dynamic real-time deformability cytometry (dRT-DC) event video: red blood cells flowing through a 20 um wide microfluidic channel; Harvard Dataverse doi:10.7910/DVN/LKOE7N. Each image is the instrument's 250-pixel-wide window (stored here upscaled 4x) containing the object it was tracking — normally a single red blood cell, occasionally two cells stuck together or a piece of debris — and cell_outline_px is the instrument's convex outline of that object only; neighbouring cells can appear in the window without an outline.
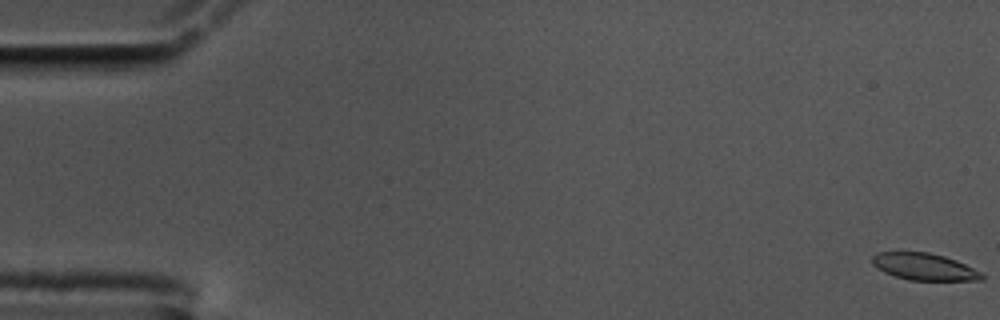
{"species": "common noctule bat (a hibernating species)", "species_latin": "Nyctalus noctula", "temperature_condition": "cold", "stored_images_in_passage": 58, "camera_frame_rate_fps": 3000, "um_per_image_px": 0.085, "animal": {"sex": "male", "body_mass_g": 17.5, "forearm_length_mm": 52.3}, "frame": {"image": 1, "passage_image": 1, "time_ms": 0.0, "image_size_px": [1000, 320], "cell_outline_px": [[984, 280], [908, 280], [884, 272], [876, 268], [872, 264], [872, 256], [876, 252], [928, 252], [944, 256], [956, 260], [984, 272]], "centroid_in_image_um": [78.58, 22.67], "position_along_channel_um": 6.4, "area_um2": 17.34}}
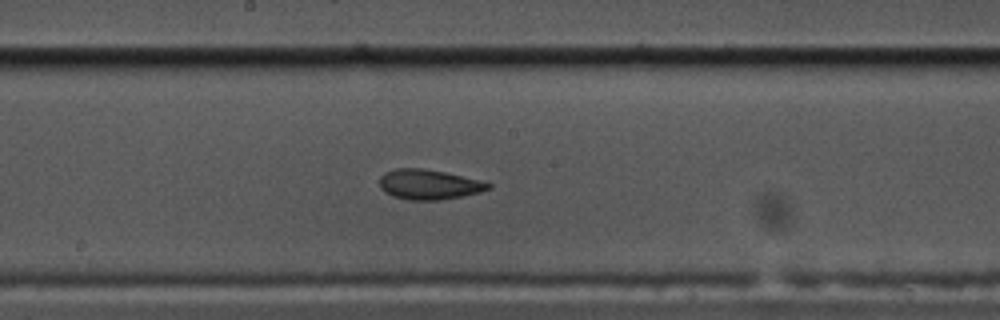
{"frame": {"image": 2, "passage_image": 31, "time_ms": 10.0, "image_size_px": [1000, 320], "cell_outline_px": [[492, 188], [480, 192], [440, 200], [408, 200], [392, 196], [384, 192], [380, 188], [380, 176], [384, 172], [396, 168], [424, 168], [444, 172], [480, 180], [492, 184]], "centroid_in_image_um": [36.43, 15.68], "position_along_channel_um": 211.8, "area_um2": 19.07}}
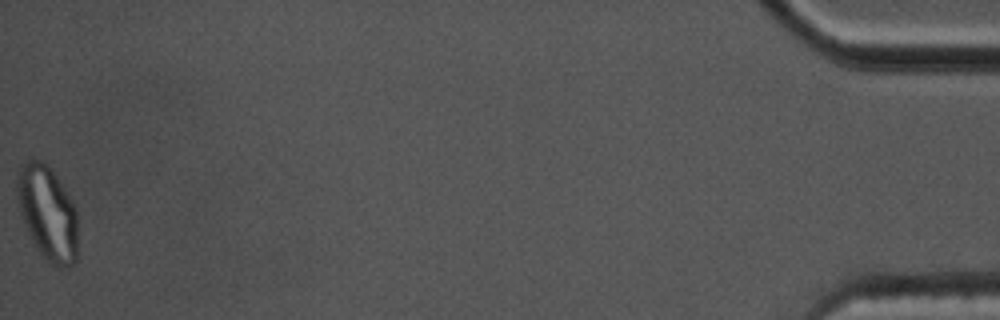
{"frame": {"image": 3, "passage_image": 58, "time_ms": 19.0, "image_size_px": [1000, 320], "cell_outline_px": [[76, 260], [72, 264], [64, 268], [48, 260], [36, 248], [24, 224], [20, 212], [16, 192], [16, 172], [20, 164], [24, 160], [44, 160], [48, 164], [72, 200], [76, 208]], "centroid_in_image_um": [4.0, 18.02], "position_along_channel_um": 431.2, "area_um2": 33.29}, "authors_computed_cell_mechanics": {"area_um2": 19.1318, "velocity_mm_per_s": 3.5364, "shape_relaxation_time_tau1_ms": 5.6426, "shape_relaxation_time_tau2_ms": 1.6641, "deformation_change_tau1": 0.174, "deformation_change_tau2": 0.0674}}